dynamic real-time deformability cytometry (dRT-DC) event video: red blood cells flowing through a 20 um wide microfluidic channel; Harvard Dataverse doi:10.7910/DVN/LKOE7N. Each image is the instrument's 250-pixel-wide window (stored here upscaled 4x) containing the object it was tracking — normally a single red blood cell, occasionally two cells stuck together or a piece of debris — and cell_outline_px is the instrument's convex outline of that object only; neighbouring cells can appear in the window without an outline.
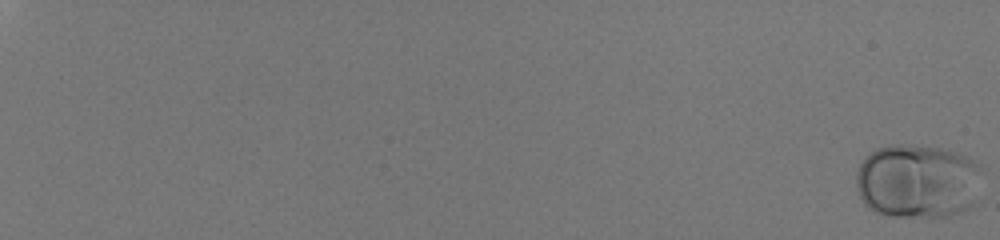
{"species": "human", "species_latin": "Homo sapiens", "temperature_condition": "room temperature", "stored_images_in_passage": 36, "camera_frame_rate_fps": 3000, "um_per_image_px": 0.085, "donor": {"sex": "male"}, "frame": {"image": 1, "passage_image": 1, "time_ms": 0.0, "image_size_px": [1000, 240], "cell_outline_px": [[980, 168], [972, 204], [968, 208], [960, 212], [944, 216], [892, 216], [876, 212], [868, 208], [864, 204], [860, 196], [856, 184], [856, 172], [860, 164], [876, 148], [900, 144], [908, 144], [940, 148], [956, 152], [980, 164]], "centroid_in_image_um": [77.94, 15.39], "position_along_channel_um": 7.1, "area_um2": 53.81}}
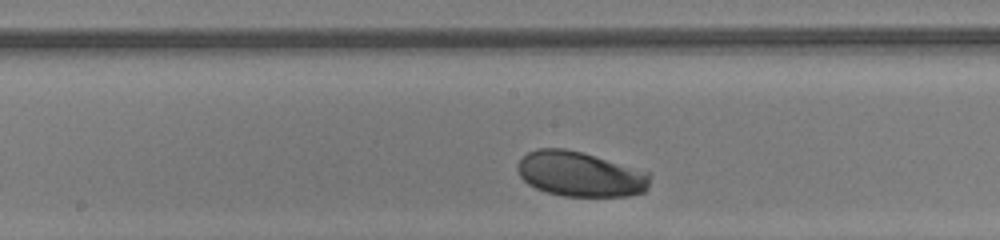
{"frame": {"image": 2, "passage_image": 22, "time_ms": 7.0, "image_size_px": [1000, 240], "cell_outline_px": [[648, 188], [644, 192], [628, 196], [564, 196], [544, 192], [528, 184], [520, 176], [516, 168], [516, 164], [528, 152], [536, 148], [564, 148], [580, 152], [648, 172]], "centroid_in_image_um": [49.25, 14.81], "position_along_channel_um": 198.9, "area_um2": 34.45}}
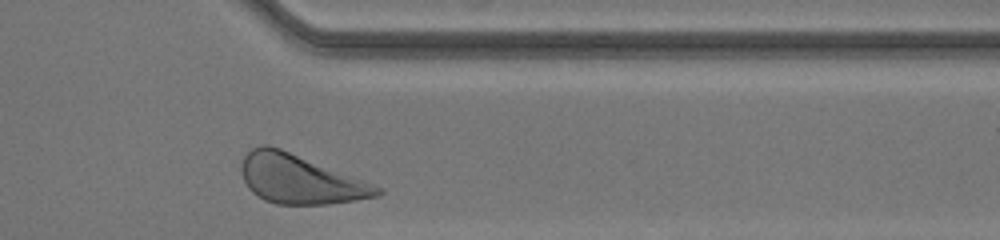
{"frame": {"image": 3, "passage_image": 36, "time_ms": 11.667, "image_size_px": [1000, 240], "cell_outline_px": [[384, 192], [376, 196], [328, 204], [276, 204], [264, 200], [252, 192], [248, 188], [244, 180], [240, 168], [240, 164], [244, 156], [252, 148], [260, 144], [268, 144], [280, 148], [372, 184], [380, 188]], "centroid_in_image_um": [25.41, 15.22], "position_along_channel_um": 386.0, "area_um2": 38.15}, "authors_computed_cell_mechanics": {"area_um2": 35.0557, "velocity_mm_per_s": 3.9746, "shape_relaxation_time_tau1_ms": 0.9186, "shape_relaxation_time_tau2_ms": null, "deformation_change_tau1": 0.0921, "deformation_change_tau2": null}}